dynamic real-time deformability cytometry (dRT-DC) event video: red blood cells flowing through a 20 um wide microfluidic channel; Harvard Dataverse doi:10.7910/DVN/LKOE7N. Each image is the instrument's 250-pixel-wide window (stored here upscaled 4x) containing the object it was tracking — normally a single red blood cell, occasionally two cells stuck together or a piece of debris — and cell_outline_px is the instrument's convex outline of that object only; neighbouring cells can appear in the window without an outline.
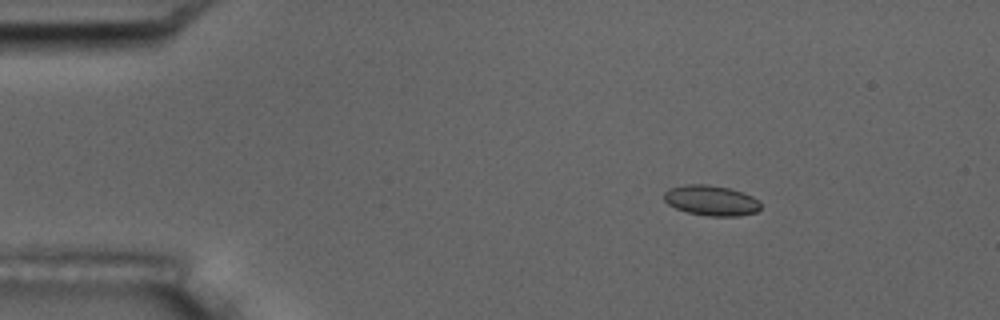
{"species": "common noctule bat (a hibernating species)", "species_latin": "Nyctalus noctula", "temperature_condition": "room temperature", "stored_images_in_passage": 5, "camera_frame_rate_fps": 3000, "um_per_image_px": 0.085, "animal": {"sex": "male", "body_mass_g": 17.5, "forearm_length_mm": 52.3}, "frame": {"image": 1, "passage_image": 2, "time_ms": 1.333, "image_size_px": [1000, 320], "cell_outline_px": [[760, 208], [756, 212], [740, 216], [708, 216], [688, 212], [676, 208], [668, 204], [664, 200], [664, 192], [668, 188], [684, 184], [708, 184], [728, 188], [744, 192], [760, 200]], "centroid_in_image_um": [60.45, 17.03], "position_along_channel_um": 24.5, "area_um2": 17.22}}
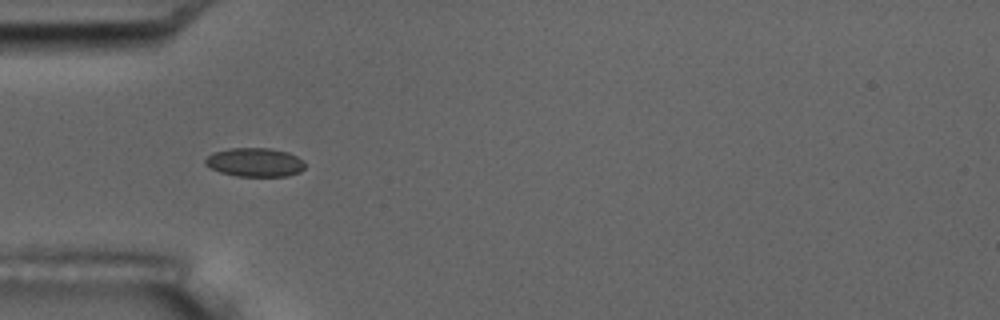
{"frame": {"image": 2, "passage_image": 4, "time_ms": 4.333, "image_size_px": [1000, 320], "cell_outline_px": [[304, 168], [300, 172], [288, 176], [236, 176], [220, 172], [204, 164], [204, 160], [212, 152], [228, 148], [268, 148], [288, 152], [304, 160]], "centroid_in_image_um": [21.66, 13.79], "position_along_channel_um": 63.3, "area_um2": 16.82}}